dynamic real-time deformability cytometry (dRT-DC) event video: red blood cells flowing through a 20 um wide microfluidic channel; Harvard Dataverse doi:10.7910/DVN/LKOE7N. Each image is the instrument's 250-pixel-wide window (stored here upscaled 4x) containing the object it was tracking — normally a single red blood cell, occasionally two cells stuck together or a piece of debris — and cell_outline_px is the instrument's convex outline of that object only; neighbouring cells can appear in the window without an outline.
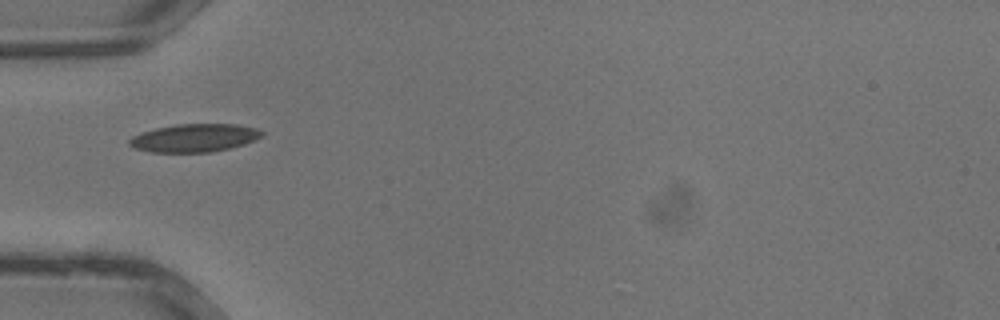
{"species": "common noctule bat (a hibernating species)", "species_latin": "Nyctalus noctula", "temperature_condition": "warm", "stored_images_in_passage": 3, "camera_frame_rate_fps": 3000, "um_per_image_px": 0.085, "animal": {"sex": "male", "body_mass_g": 13.3}, "frame": {"image": 1, "passage_image": 1, "time_ms": 0.0, "image_size_px": [1000, 320], "cell_outline_px": [[264, 132], [260, 136], [244, 144], [212, 152], [148, 152], [136, 148], [128, 144], [128, 140], [132, 136], [156, 128], [176, 124], [236, 124], [256, 128]], "centroid_in_image_um": [16.49, 11.72], "position_along_channel_um": 68.5, "area_um2": 21.44}}